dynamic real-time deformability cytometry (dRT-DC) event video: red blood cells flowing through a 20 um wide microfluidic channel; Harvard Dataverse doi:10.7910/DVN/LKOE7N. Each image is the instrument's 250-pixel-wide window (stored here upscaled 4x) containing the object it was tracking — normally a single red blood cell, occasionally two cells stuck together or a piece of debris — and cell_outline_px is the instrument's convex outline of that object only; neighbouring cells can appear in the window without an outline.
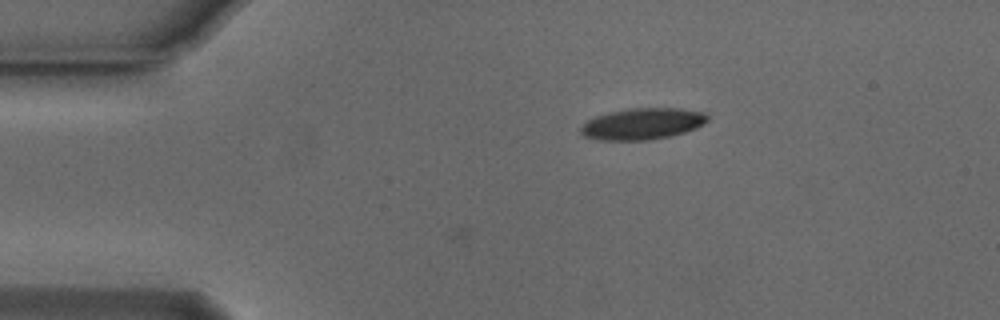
{"species": "Egyptian fruit bat (a non-hibernating species)", "species_latin": "Rousettus aegyptiacus", "temperature_condition": "cold", "stored_images_in_passage": 3, "camera_frame_rate_fps": 3000, "um_per_image_px": 0.085, "animal": {"sex": "male"}, "frame": {"image": 1, "passage_image": 1, "time_ms": 0.0, "image_size_px": [1000, 320], "cell_outline_px": [[708, 120], [704, 124], [696, 128], [684, 132], [668, 136], [648, 140], [596, 140], [584, 136], [580, 132], [580, 128], [588, 120], [596, 116], [608, 112], [628, 108], [680, 108], [708, 112]], "centroid_in_image_um": [54.63, 10.51], "position_along_channel_um": 30.4, "area_um2": 23.35}}